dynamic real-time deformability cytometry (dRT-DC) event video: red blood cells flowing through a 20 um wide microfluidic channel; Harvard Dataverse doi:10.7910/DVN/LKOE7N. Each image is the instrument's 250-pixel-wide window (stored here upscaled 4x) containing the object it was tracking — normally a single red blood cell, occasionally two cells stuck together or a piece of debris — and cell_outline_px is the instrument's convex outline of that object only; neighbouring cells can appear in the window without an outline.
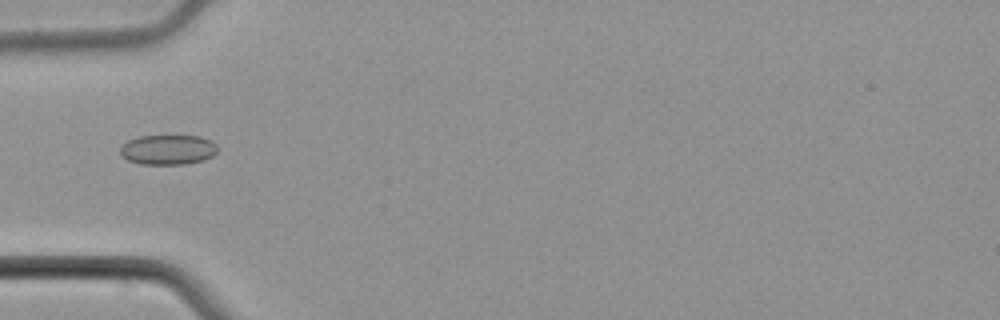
{"species": "common noctule bat (a hibernating species)", "species_latin": "Nyctalus noctula", "temperature_condition": "cold", "stored_images_in_passage": 5, "camera_frame_rate_fps": 3000, "um_per_image_px": 0.085, "animal": {"sex": "male", "body_mass_g": 21.5, "forearm_length_mm": 52.0}, "frame": {"image": 1, "passage_image": 5, "time_ms": 5.667, "image_size_px": [1000, 320], "cell_outline_px": [[216, 152], [212, 156], [204, 160], [184, 164], [140, 164], [128, 160], [120, 156], [120, 148], [128, 140], [140, 136], [200, 136], [212, 140], [216, 144]], "centroid_in_image_um": [14.27, 12.72], "position_along_channel_um": 70.7, "area_um2": 16.99}}